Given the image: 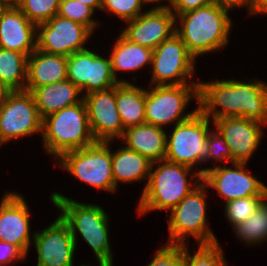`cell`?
<instances>
[{
	"instance_id": "9c48e42d",
	"label": "cell",
	"mask_w": 267,
	"mask_h": 266,
	"mask_svg": "<svg viewBox=\"0 0 267 266\" xmlns=\"http://www.w3.org/2000/svg\"><path fill=\"white\" fill-rule=\"evenodd\" d=\"M173 126L166 137L165 159L190 168L203 165L209 155L210 119L198 110L190 119Z\"/></svg>"
},
{
	"instance_id": "4316f807",
	"label": "cell",
	"mask_w": 267,
	"mask_h": 266,
	"mask_svg": "<svg viewBox=\"0 0 267 266\" xmlns=\"http://www.w3.org/2000/svg\"><path fill=\"white\" fill-rule=\"evenodd\" d=\"M27 59L25 53L0 48V81L10 91L25 90Z\"/></svg>"
},
{
	"instance_id": "5b68a950",
	"label": "cell",
	"mask_w": 267,
	"mask_h": 266,
	"mask_svg": "<svg viewBox=\"0 0 267 266\" xmlns=\"http://www.w3.org/2000/svg\"><path fill=\"white\" fill-rule=\"evenodd\" d=\"M41 138L44 150L57 159L95 143L84 100L43 118Z\"/></svg>"
},
{
	"instance_id": "f1b7e54d",
	"label": "cell",
	"mask_w": 267,
	"mask_h": 266,
	"mask_svg": "<svg viewBox=\"0 0 267 266\" xmlns=\"http://www.w3.org/2000/svg\"><path fill=\"white\" fill-rule=\"evenodd\" d=\"M266 198L267 196H249L225 203L224 216L232 229L250 217Z\"/></svg>"
},
{
	"instance_id": "f546056e",
	"label": "cell",
	"mask_w": 267,
	"mask_h": 266,
	"mask_svg": "<svg viewBox=\"0 0 267 266\" xmlns=\"http://www.w3.org/2000/svg\"><path fill=\"white\" fill-rule=\"evenodd\" d=\"M95 11L77 0H61L57 15L69 20L78 22L87 27L92 33L100 24L99 21L93 19Z\"/></svg>"
},
{
	"instance_id": "603a6c76",
	"label": "cell",
	"mask_w": 267,
	"mask_h": 266,
	"mask_svg": "<svg viewBox=\"0 0 267 266\" xmlns=\"http://www.w3.org/2000/svg\"><path fill=\"white\" fill-rule=\"evenodd\" d=\"M31 93L41 119L83 100L80 89L69 79L35 88Z\"/></svg>"
},
{
	"instance_id": "9a60e30c",
	"label": "cell",
	"mask_w": 267,
	"mask_h": 266,
	"mask_svg": "<svg viewBox=\"0 0 267 266\" xmlns=\"http://www.w3.org/2000/svg\"><path fill=\"white\" fill-rule=\"evenodd\" d=\"M32 243L38 255L37 266H75V241L60 215L45 229L35 231Z\"/></svg>"
},
{
	"instance_id": "3957f363",
	"label": "cell",
	"mask_w": 267,
	"mask_h": 266,
	"mask_svg": "<svg viewBox=\"0 0 267 266\" xmlns=\"http://www.w3.org/2000/svg\"><path fill=\"white\" fill-rule=\"evenodd\" d=\"M192 170L166 159L153 162L137 205V213L142 216L156 210L167 212L177 206L202 181V175L198 171L191 174Z\"/></svg>"
},
{
	"instance_id": "74e56055",
	"label": "cell",
	"mask_w": 267,
	"mask_h": 266,
	"mask_svg": "<svg viewBox=\"0 0 267 266\" xmlns=\"http://www.w3.org/2000/svg\"><path fill=\"white\" fill-rule=\"evenodd\" d=\"M215 2L219 3L221 6L234 9L239 7H246L248 14L251 12L252 6L254 4V0H215Z\"/></svg>"
},
{
	"instance_id": "7402d4cb",
	"label": "cell",
	"mask_w": 267,
	"mask_h": 266,
	"mask_svg": "<svg viewBox=\"0 0 267 266\" xmlns=\"http://www.w3.org/2000/svg\"><path fill=\"white\" fill-rule=\"evenodd\" d=\"M164 129L147 123L131 126L124 130L120 141L126 148L138 152L152 163L162 161L166 156L168 134Z\"/></svg>"
},
{
	"instance_id": "2e32d148",
	"label": "cell",
	"mask_w": 267,
	"mask_h": 266,
	"mask_svg": "<svg viewBox=\"0 0 267 266\" xmlns=\"http://www.w3.org/2000/svg\"><path fill=\"white\" fill-rule=\"evenodd\" d=\"M27 201L18 192L6 191L0 201V241L17 247L26 257L31 247Z\"/></svg>"
},
{
	"instance_id": "f6af8a7d",
	"label": "cell",
	"mask_w": 267,
	"mask_h": 266,
	"mask_svg": "<svg viewBox=\"0 0 267 266\" xmlns=\"http://www.w3.org/2000/svg\"><path fill=\"white\" fill-rule=\"evenodd\" d=\"M81 266H89L88 264H82ZM91 266V265H90ZM99 266H114L113 264H99Z\"/></svg>"
},
{
	"instance_id": "277c9868",
	"label": "cell",
	"mask_w": 267,
	"mask_h": 266,
	"mask_svg": "<svg viewBox=\"0 0 267 266\" xmlns=\"http://www.w3.org/2000/svg\"><path fill=\"white\" fill-rule=\"evenodd\" d=\"M50 200L59 209V215L68 224L77 248V233L91 247L99 264H113L110 247L109 220L106 211L98 204L78 202L58 192Z\"/></svg>"
},
{
	"instance_id": "ee69618b",
	"label": "cell",
	"mask_w": 267,
	"mask_h": 266,
	"mask_svg": "<svg viewBox=\"0 0 267 266\" xmlns=\"http://www.w3.org/2000/svg\"><path fill=\"white\" fill-rule=\"evenodd\" d=\"M6 10V7L3 6L0 2V18L2 17V14L4 13V11Z\"/></svg>"
},
{
	"instance_id": "1f68e13d",
	"label": "cell",
	"mask_w": 267,
	"mask_h": 266,
	"mask_svg": "<svg viewBox=\"0 0 267 266\" xmlns=\"http://www.w3.org/2000/svg\"><path fill=\"white\" fill-rule=\"evenodd\" d=\"M61 0H23L19 9L34 24L50 20L57 15Z\"/></svg>"
},
{
	"instance_id": "e0dca14e",
	"label": "cell",
	"mask_w": 267,
	"mask_h": 266,
	"mask_svg": "<svg viewBox=\"0 0 267 266\" xmlns=\"http://www.w3.org/2000/svg\"><path fill=\"white\" fill-rule=\"evenodd\" d=\"M89 126L96 141L119 140L125 128L116 105V86L83 96Z\"/></svg>"
},
{
	"instance_id": "ba28073f",
	"label": "cell",
	"mask_w": 267,
	"mask_h": 266,
	"mask_svg": "<svg viewBox=\"0 0 267 266\" xmlns=\"http://www.w3.org/2000/svg\"><path fill=\"white\" fill-rule=\"evenodd\" d=\"M111 141H96L90 146L63 153L58 165L82 183L101 191L115 193L112 175Z\"/></svg>"
},
{
	"instance_id": "d6a6232c",
	"label": "cell",
	"mask_w": 267,
	"mask_h": 266,
	"mask_svg": "<svg viewBox=\"0 0 267 266\" xmlns=\"http://www.w3.org/2000/svg\"><path fill=\"white\" fill-rule=\"evenodd\" d=\"M144 6L140 0H101L100 11L116 15L124 22L133 20L142 14Z\"/></svg>"
},
{
	"instance_id": "ffe728a7",
	"label": "cell",
	"mask_w": 267,
	"mask_h": 266,
	"mask_svg": "<svg viewBox=\"0 0 267 266\" xmlns=\"http://www.w3.org/2000/svg\"><path fill=\"white\" fill-rule=\"evenodd\" d=\"M0 48L27 56L37 49V25L19 8H6L0 18Z\"/></svg>"
},
{
	"instance_id": "44dd1931",
	"label": "cell",
	"mask_w": 267,
	"mask_h": 266,
	"mask_svg": "<svg viewBox=\"0 0 267 266\" xmlns=\"http://www.w3.org/2000/svg\"><path fill=\"white\" fill-rule=\"evenodd\" d=\"M67 79V57L48 54L38 49L27 59V80L25 90L32 92L42 87Z\"/></svg>"
},
{
	"instance_id": "836d02e7",
	"label": "cell",
	"mask_w": 267,
	"mask_h": 266,
	"mask_svg": "<svg viewBox=\"0 0 267 266\" xmlns=\"http://www.w3.org/2000/svg\"><path fill=\"white\" fill-rule=\"evenodd\" d=\"M148 266H185V245L160 246Z\"/></svg>"
},
{
	"instance_id": "60d3db41",
	"label": "cell",
	"mask_w": 267,
	"mask_h": 266,
	"mask_svg": "<svg viewBox=\"0 0 267 266\" xmlns=\"http://www.w3.org/2000/svg\"><path fill=\"white\" fill-rule=\"evenodd\" d=\"M77 1L91 7L94 11L96 10L100 11L101 9V0H77Z\"/></svg>"
},
{
	"instance_id": "8fae6325",
	"label": "cell",
	"mask_w": 267,
	"mask_h": 266,
	"mask_svg": "<svg viewBox=\"0 0 267 266\" xmlns=\"http://www.w3.org/2000/svg\"><path fill=\"white\" fill-rule=\"evenodd\" d=\"M37 133L42 135V119L32 93L10 91L0 105V146Z\"/></svg>"
},
{
	"instance_id": "7bdbcfd3",
	"label": "cell",
	"mask_w": 267,
	"mask_h": 266,
	"mask_svg": "<svg viewBox=\"0 0 267 266\" xmlns=\"http://www.w3.org/2000/svg\"><path fill=\"white\" fill-rule=\"evenodd\" d=\"M10 90L0 81V105L5 100Z\"/></svg>"
},
{
	"instance_id": "4dcf8cb0",
	"label": "cell",
	"mask_w": 267,
	"mask_h": 266,
	"mask_svg": "<svg viewBox=\"0 0 267 266\" xmlns=\"http://www.w3.org/2000/svg\"><path fill=\"white\" fill-rule=\"evenodd\" d=\"M197 246L192 255L185 245V266H228L219 242Z\"/></svg>"
},
{
	"instance_id": "83f0119b",
	"label": "cell",
	"mask_w": 267,
	"mask_h": 266,
	"mask_svg": "<svg viewBox=\"0 0 267 266\" xmlns=\"http://www.w3.org/2000/svg\"><path fill=\"white\" fill-rule=\"evenodd\" d=\"M235 236L246 245H260L267 241V198L244 222L233 228Z\"/></svg>"
},
{
	"instance_id": "ab89813d",
	"label": "cell",
	"mask_w": 267,
	"mask_h": 266,
	"mask_svg": "<svg viewBox=\"0 0 267 266\" xmlns=\"http://www.w3.org/2000/svg\"><path fill=\"white\" fill-rule=\"evenodd\" d=\"M141 1V3L143 4V5H149V4H156L157 2V4L158 5H156L155 7L153 6L152 7V9H168L169 8V5H170V0H140ZM163 1H166L165 3H167L168 2V5L167 4H163L162 2ZM160 2L162 3V4H160Z\"/></svg>"
},
{
	"instance_id": "e575fe53",
	"label": "cell",
	"mask_w": 267,
	"mask_h": 266,
	"mask_svg": "<svg viewBox=\"0 0 267 266\" xmlns=\"http://www.w3.org/2000/svg\"><path fill=\"white\" fill-rule=\"evenodd\" d=\"M207 142L209 146V155L204 163L209 161L220 162L226 165L225 162L232 164V154L229 146L226 144L224 137L216 129L210 130L207 136Z\"/></svg>"
},
{
	"instance_id": "ac0fdd59",
	"label": "cell",
	"mask_w": 267,
	"mask_h": 266,
	"mask_svg": "<svg viewBox=\"0 0 267 266\" xmlns=\"http://www.w3.org/2000/svg\"><path fill=\"white\" fill-rule=\"evenodd\" d=\"M232 154V163H248L263 138L265 124L244 117H223L212 120Z\"/></svg>"
},
{
	"instance_id": "6da1fadb",
	"label": "cell",
	"mask_w": 267,
	"mask_h": 266,
	"mask_svg": "<svg viewBox=\"0 0 267 266\" xmlns=\"http://www.w3.org/2000/svg\"><path fill=\"white\" fill-rule=\"evenodd\" d=\"M198 107L210 120L244 117L267 126V83L234 78L199 82Z\"/></svg>"
},
{
	"instance_id": "5bb4252c",
	"label": "cell",
	"mask_w": 267,
	"mask_h": 266,
	"mask_svg": "<svg viewBox=\"0 0 267 266\" xmlns=\"http://www.w3.org/2000/svg\"><path fill=\"white\" fill-rule=\"evenodd\" d=\"M88 49L67 57V79L80 89L81 94L84 91L83 96L119 83L113 76L110 58Z\"/></svg>"
},
{
	"instance_id": "30bf717a",
	"label": "cell",
	"mask_w": 267,
	"mask_h": 266,
	"mask_svg": "<svg viewBox=\"0 0 267 266\" xmlns=\"http://www.w3.org/2000/svg\"><path fill=\"white\" fill-rule=\"evenodd\" d=\"M196 59L175 33L153 49L150 85L190 84L195 72Z\"/></svg>"
},
{
	"instance_id": "b9f144b4",
	"label": "cell",
	"mask_w": 267,
	"mask_h": 266,
	"mask_svg": "<svg viewBox=\"0 0 267 266\" xmlns=\"http://www.w3.org/2000/svg\"><path fill=\"white\" fill-rule=\"evenodd\" d=\"M1 4L6 8H19L23 0H0Z\"/></svg>"
},
{
	"instance_id": "d590c367",
	"label": "cell",
	"mask_w": 267,
	"mask_h": 266,
	"mask_svg": "<svg viewBox=\"0 0 267 266\" xmlns=\"http://www.w3.org/2000/svg\"><path fill=\"white\" fill-rule=\"evenodd\" d=\"M26 258L17 247L0 241V265L10 266L11 263L25 261Z\"/></svg>"
},
{
	"instance_id": "8992f818",
	"label": "cell",
	"mask_w": 267,
	"mask_h": 266,
	"mask_svg": "<svg viewBox=\"0 0 267 266\" xmlns=\"http://www.w3.org/2000/svg\"><path fill=\"white\" fill-rule=\"evenodd\" d=\"M207 190V186L201 181L177 206L169 211L167 245H187L185 241L189 236H193L198 245L218 243L217 236L207 224Z\"/></svg>"
},
{
	"instance_id": "7a4b0ae2",
	"label": "cell",
	"mask_w": 267,
	"mask_h": 266,
	"mask_svg": "<svg viewBox=\"0 0 267 266\" xmlns=\"http://www.w3.org/2000/svg\"><path fill=\"white\" fill-rule=\"evenodd\" d=\"M229 8L217 2L175 16V33L186 45L188 52L198 56L217 52L229 43L232 18Z\"/></svg>"
},
{
	"instance_id": "f35d334b",
	"label": "cell",
	"mask_w": 267,
	"mask_h": 266,
	"mask_svg": "<svg viewBox=\"0 0 267 266\" xmlns=\"http://www.w3.org/2000/svg\"><path fill=\"white\" fill-rule=\"evenodd\" d=\"M266 14L267 15V0H254L251 12L249 15Z\"/></svg>"
},
{
	"instance_id": "52a82bcc",
	"label": "cell",
	"mask_w": 267,
	"mask_h": 266,
	"mask_svg": "<svg viewBox=\"0 0 267 266\" xmlns=\"http://www.w3.org/2000/svg\"><path fill=\"white\" fill-rule=\"evenodd\" d=\"M199 82L191 84L152 86L146 89L145 123L164 128L190 119L198 110L185 112L190 100L199 104ZM168 124V125H167Z\"/></svg>"
},
{
	"instance_id": "7c38bea8",
	"label": "cell",
	"mask_w": 267,
	"mask_h": 266,
	"mask_svg": "<svg viewBox=\"0 0 267 266\" xmlns=\"http://www.w3.org/2000/svg\"><path fill=\"white\" fill-rule=\"evenodd\" d=\"M232 166L216 165L201 168L202 182L207 188H213L225 203L249 196H267V186L247 169L246 163H232ZM227 166V167H226Z\"/></svg>"
},
{
	"instance_id": "8d00e7d4",
	"label": "cell",
	"mask_w": 267,
	"mask_h": 266,
	"mask_svg": "<svg viewBox=\"0 0 267 266\" xmlns=\"http://www.w3.org/2000/svg\"><path fill=\"white\" fill-rule=\"evenodd\" d=\"M215 0H170L169 9L175 16L212 4Z\"/></svg>"
},
{
	"instance_id": "484cf974",
	"label": "cell",
	"mask_w": 267,
	"mask_h": 266,
	"mask_svg": "<svg viewBox=\"0 0 267 266\" xmlns=\"http://www.w3.org/2000/svg\"><path fill=\"white\" fill-rule=\"evenodd\" d=\"M145 99V88L131 82L116 85L117 110L125 129L145 123Z\"/></svg>"
},
{
	"instance_id": "d6986e66",
	"label": "cell",
	"mask_w": 267,
	"mask_h": 266,
	"mask_svg": "<svg viewBox=\"0 0 267 266\" xmlns=\"http://www.w3.org/2000/svg\"><path fill=\"white\" fill-rule=\"evenodd\" d=\"M126 23L127 26L123 28L121 34L130 42L149 49H155L175 34V15L169 8H150Z\"/></svg>"
},
{
	"instance_id": "4fadbf2b",
	"label": "cell",
	"mask_w": 267,
	"mask_h": 266,
	"mask_svg": "<svg viewBox=\"0 0 267 266\" xmlns=\"http://www.w3.org/2000/svg\"><path fill=\"white\" fill-rule=\"evenodd\" d=\"M93 33L84 25L55 15L37 25V49L55 55L70 56L85 50Z\"/></svg>"
},
{
	"instance_id": "cb8c5ba5",
	"label": "cell",
	"mask_w": 267,
	"mask_h": 266,
	"mask_svg": "<svg viewBox=\"0 0 267 266\" xmlns=\"http://www.w3.org/2000/svg\"><path fill=\"white\" fill-rule=\"evenodd\" d=\"M116 40L109 55L112 73L119 83H129L128 80L119 79L117 74L122 71L134 72L147 64L151 67L153 49L132 43L122 34Z\"/></svg>"
},
{
	"instance_id": "d4e9b609",
	"label": "cell",
	"mask_w": 267,
	"mask_h": 266,
	"mask_svg": "<svg viewBox=\"0 0 267 266\" xmlns=\"http://www.w3.org/2000/svg\"><path fill=\"white\" fill-rule=\"evenodd\" d=\"M152 162L136 151L123 146L112 152V175L115 188L120 184L149 179Z\"/></svg>"
}]
</instances>
